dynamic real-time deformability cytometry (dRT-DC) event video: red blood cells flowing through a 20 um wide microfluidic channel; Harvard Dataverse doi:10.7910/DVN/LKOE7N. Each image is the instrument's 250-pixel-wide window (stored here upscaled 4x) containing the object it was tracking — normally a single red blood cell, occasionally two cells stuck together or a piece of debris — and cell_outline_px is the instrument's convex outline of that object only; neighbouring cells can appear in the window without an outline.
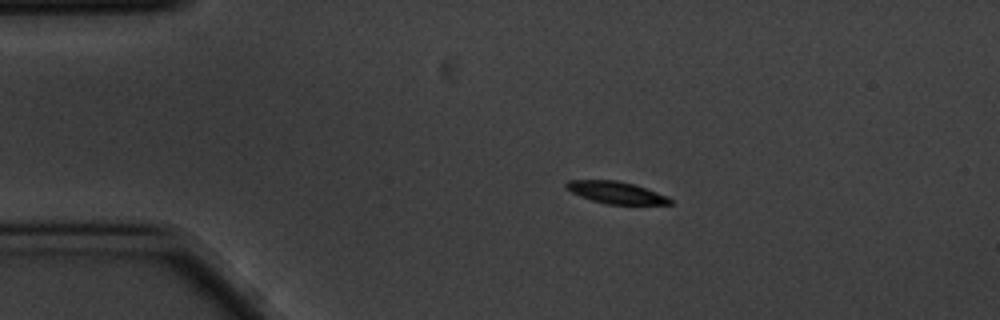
{"species": "common noctule bat (a hibernating species)", "species_latin": "Nyctalus noctula", "temperature_condition": "cold", "stored_images_in_passage": 13, "camera_frame_rate_fps": 3000, "um_per_image_px": 0.085, "animal": {"sex": "male", "body_mass_g": 20.1, "forearm_length_mm": 53.5}, "frame": {"image": 1, "passage_image": 1, "time_ms": 0.0, "image_size_px": [1000, 320], "cell_outline_px": [[672, 204], [608, 204], [592, 200], [580, 196], [564, 188], [564, 184], [568, 180], [616, 180], [632, 184], [668, 196], [672, 200]], "centroid_in_image_um": [52.32, 16.36], "position_along_channel_um": 32.7, "area_um2": 13.18}}
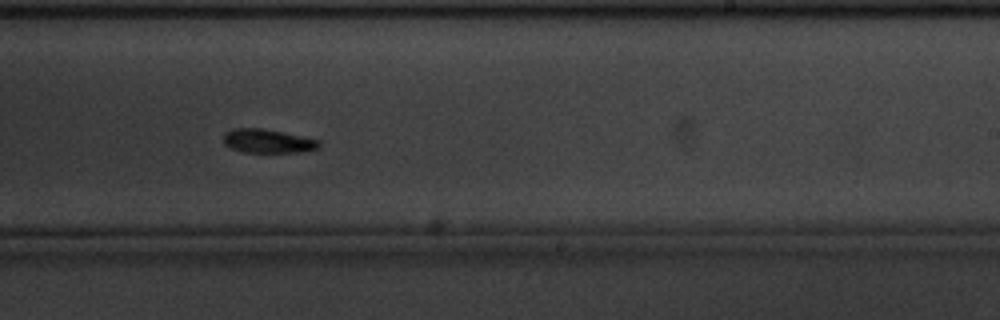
{"frame": {"image": 2, "passage_image": 8, "time_ms": 2.333, "image_size_px": [1000, 320], "cell_outline_px": [[320, 144], [316, 148], [300, 152], [244, 152], [228, 148], [224, 144], [224, 132], [232, 128], [264, 128], [320, 140]], "centroid_in_image_um": [22.7, 11.98], "position_along_channel_um": 266.3, "area_um2": 13.29}}
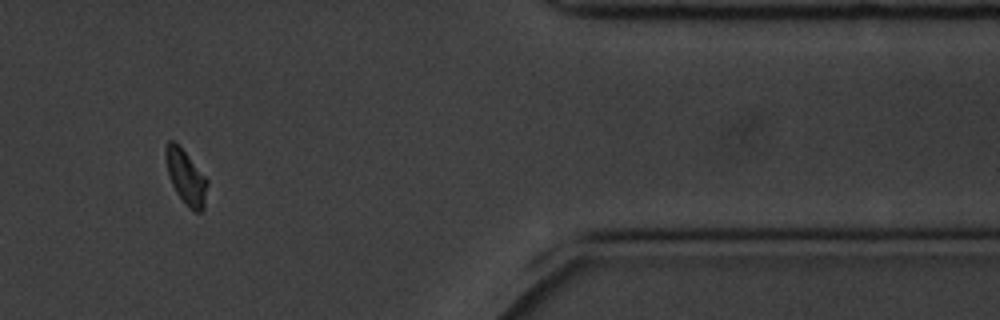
{"frame": {"image": 3, "passage_image": 11, "time_ms": 3.333, "image_size_px": [1000, 320], "cell_outline_px": [[208, 184], [204, 208], [200, 212], [196, 212], [188, 208], [176, 192], [172, 184], [168, 172], [164, 156], [164, 152], [168, 140], [172, 140], [188, 156], [208, 180]], "centroid_in_image_um": [15.8, 15.09], "position_along_channel_um": 395.6, "area_um2": 13.01}}